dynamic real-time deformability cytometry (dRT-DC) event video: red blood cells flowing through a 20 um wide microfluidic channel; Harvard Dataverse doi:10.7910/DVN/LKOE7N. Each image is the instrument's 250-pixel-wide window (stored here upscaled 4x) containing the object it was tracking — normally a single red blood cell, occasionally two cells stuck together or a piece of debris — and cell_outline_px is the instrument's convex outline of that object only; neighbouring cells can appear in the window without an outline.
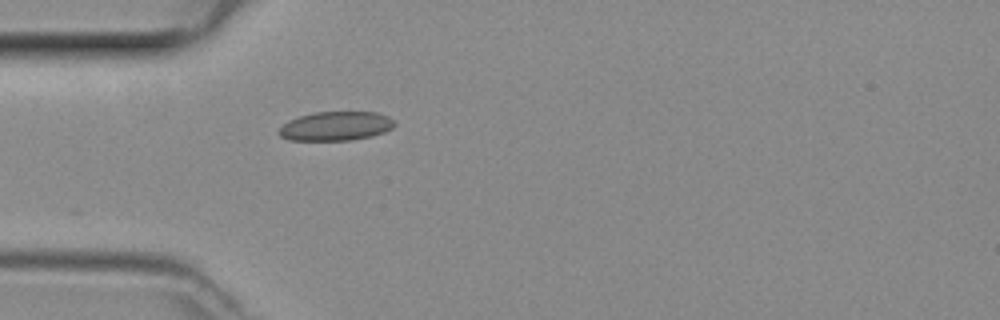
{"species": "common noctule bat (a hibernating species)", "species_latin": "Nyctalus noctula", "temperature_condition": "room temperature", "stored_images_in_passage": 28, "camera_frame_rate_fps": 3000, "um_per_image_px": 0.085, "animal": {"sex": "female", "body_mass_g": 29.2, "forearm_length_mm": 56.3}, "frame": {"image": 1, "passage_image": 1, "time_ms": 0.0, "image_size_px": [1000, 320], "cell_outline_px": [[396, 124], [392, 128], [384, 132], [372, 136], [352, 140], [288, 140], [280, 136], [276, 132], [288, 120], [312, 112], [376, 112], [388, 116]], "centroid_in_image_um": [28.52, 10.72], "position_along_channel_um": 56.5, "area_um2": 19.65}}
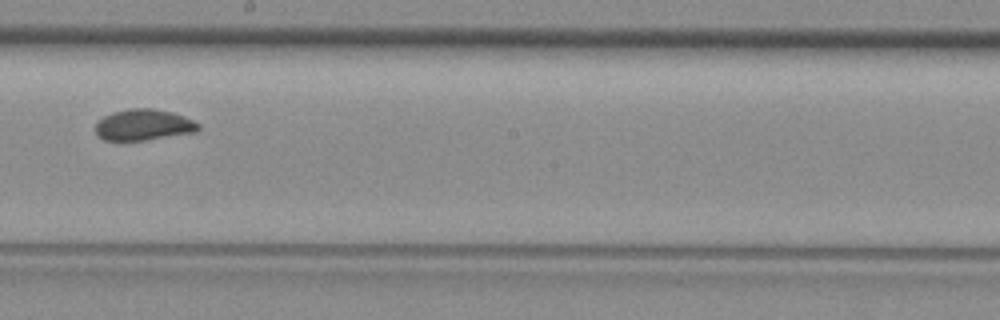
{"frame": {"image": 2, "passage_image": 14, "time_ms": 4.333, "image_size_px": [1000, 320], "cell_outline_px": [[200, 128], [192, 132], [144, 140], [104, 140], [96, 132], [96, 124], [104, 116], [112, 112], [128, 108], [152, 108], [172, 112], [184, 116], [200, 124]], "centroid_in_image_um": [12.19, 10.59], "position_along_channel_um": 236.0, "area_um2": 18.38}}
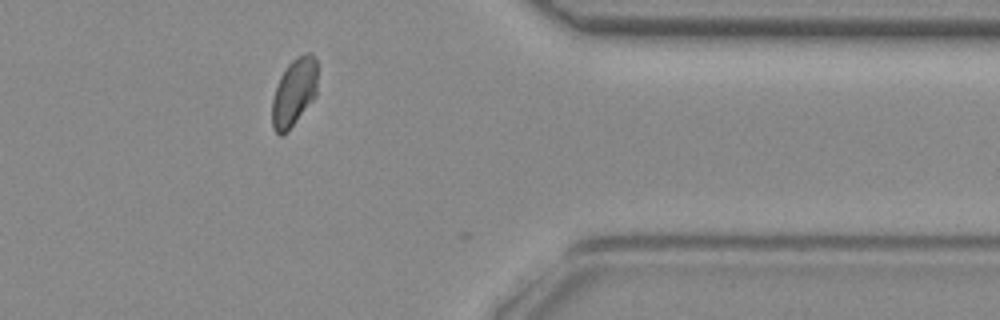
{"frame": {"image": 3, "passage_image": 26, "time_ms": 8.333, "image_size_px": [1000, 320], "cell_outline_px": [[316, 96], [292, 124], [280, 136], [272, 128], [272, 100], [280, 76], [284, 68], [296, 56], [304, 52], [312, 52], [316, 60]], "centroid_in_image_um": [24.99, 7.77], "position_along_channel_um": 386.4, "area_um2": 17.69}}